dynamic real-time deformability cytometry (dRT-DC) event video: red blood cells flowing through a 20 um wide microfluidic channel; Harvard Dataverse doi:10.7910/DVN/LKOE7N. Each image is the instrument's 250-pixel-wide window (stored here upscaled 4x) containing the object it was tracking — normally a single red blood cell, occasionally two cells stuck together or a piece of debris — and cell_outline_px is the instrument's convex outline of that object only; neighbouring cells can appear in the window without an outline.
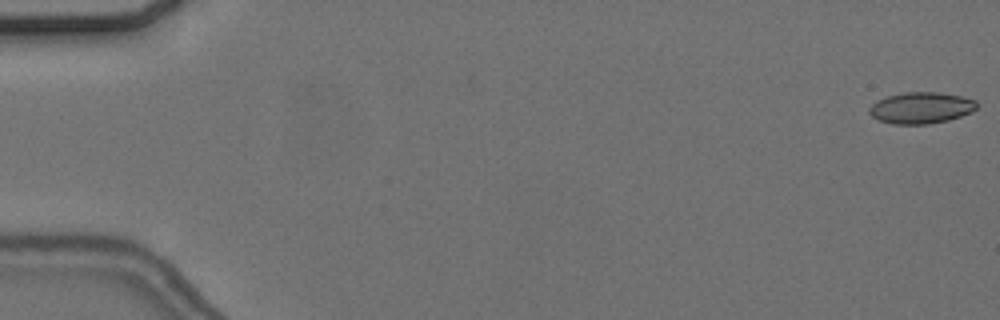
{"species": "common noctule bat (a hibernating species)", "species_latin": "Nyctalus noctula", "temperature_condition": "cold", "stored_images_in_passage": 54, "camera_frame_rate_fps": 3000, "um_per_image_px": 0.085, "animal": {"sex": "female", "body_mass_g": 24.6, "forearm_length_mm": 56.2}, "frame": {"image": 1, "passage_image": 1, "time_ms": 0.0, "image_size_px": [1000, 320], "cell_outline_px": [[976, 108], [972, 112], [948, 120], [928, 124], [892, 124], [880, 120], [872, 116], [868, 112], [868, 108], [876, 100], [888, 96], [904, 92], [936, 92], [960, 96], [976, 100]], "centroid_in_image_um": [78.26, 9.17], "position_along_channel_um": 6.7, "area_um2": 19.59}}
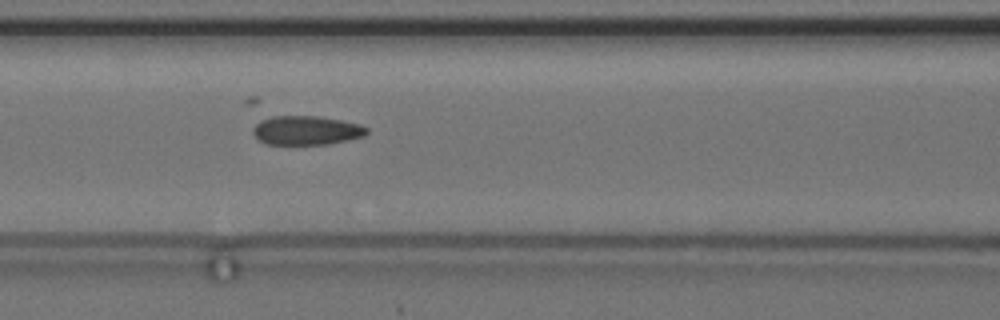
{"frame": {"image": 2, "passage_image": 25, "time_ms": 8.0, "image_size_px": [1000, 320], "cell_outline_px": [[368, 132], [364, 136], [348, 140], [328, 144], [264, 144], [252, 132], [252, 128], [260, 120], [272, 116], [316, 116], [340, 120], [360, 124], [368, 128]], "centroid_in_image_um": [26.04, 11.08], "position_along_channel_um": 140.6, "area_um2": 19.25}}
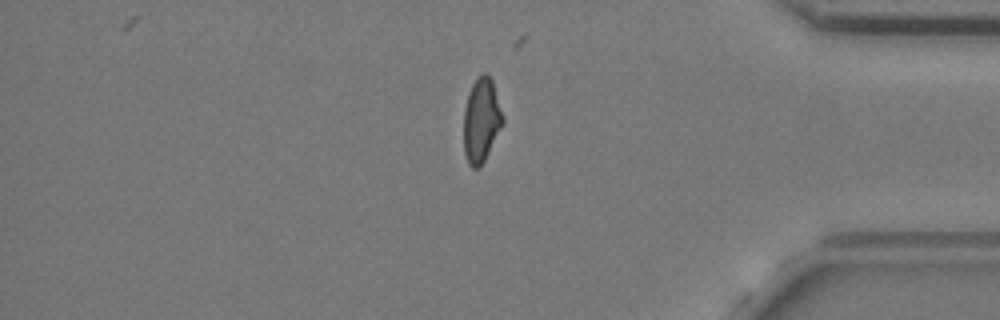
{"frame": {"image": 3, "passage_image": 48, "time_ms": 15.667, "image_size_px": [1000, 320], "cell_outline_px": [[504, 124], [480, 168], [472, 168], [468, 164], [464, 152], [464, 108], [468, 92], [472, 84], [484, 72], [488, 72], [492, 80], [504, 116]], "centroid_in_image_um": [40.92, 10.23], "position_along_channel_um": 394.3, "area_um2": 19.42}}